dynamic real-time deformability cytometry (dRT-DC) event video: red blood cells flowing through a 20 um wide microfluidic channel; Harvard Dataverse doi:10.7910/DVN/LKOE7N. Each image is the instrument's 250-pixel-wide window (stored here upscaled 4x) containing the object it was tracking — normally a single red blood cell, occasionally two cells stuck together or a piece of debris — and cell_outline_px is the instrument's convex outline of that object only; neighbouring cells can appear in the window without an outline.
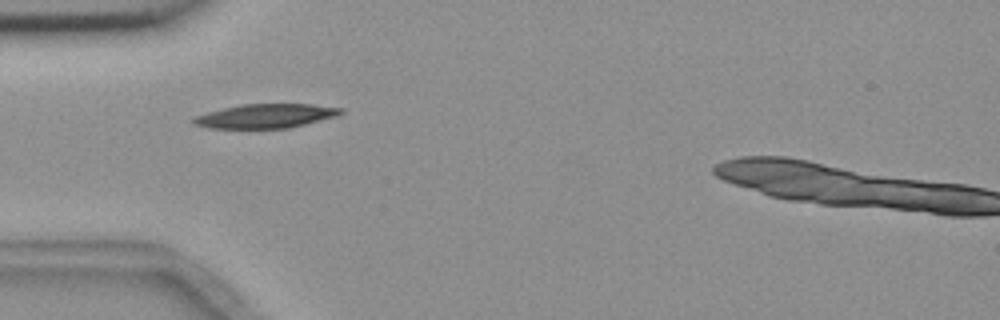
{"species": "common noctule bat (a hibernating species)", "species_latin": "Nyctalus noctula", "temperature_condition": "room temperature", "stored_images_in_passage": 4, "camera_frame_rate_fps": 3000, "um_per_image_px": 0.085, "animal": {"sex": "female", "body_mass_g": 18.4}, "frame": {"image": 1, "passage_image": 1, "time_ms": 0.0, "image_size_px": [1000, 320], "cell_outline_px": [[344, 112], [336, 116], [288, 128], [208, 128], [192, 124], [192, 120], [196, 116], [208, 112], [240, 104], [312, 104], [344, 108]], "centroid_in_image_um": [22.58, 9.85], "position_along_channel_um": 62.4, "area_um2": 20.58}}
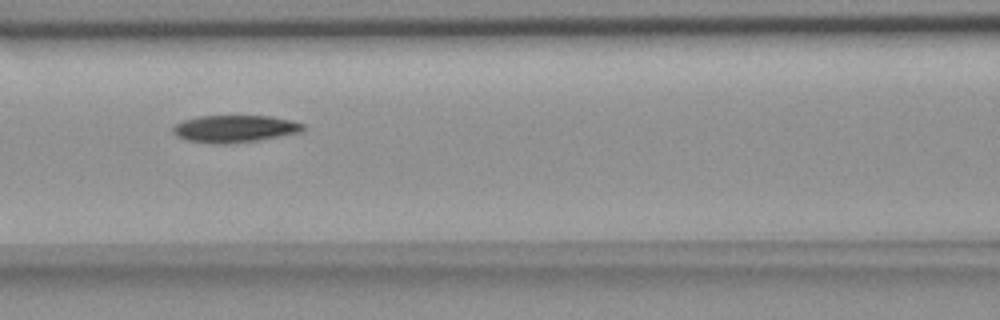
{"frame": {"image": 2, "passage_image": 3, "time_ms": 2.333, "image_size_px": [1000, 320], "cell_outline_px": [[304, 128], [300, 132], [260, 140], [228, 144], [212, 144], [188, 140], [176, 136], [172, 132], [172, 128], [176, 124], [184, 120], [200, 116], [268, 116], [292, 120], [304, 124]], "centroid_in_image_um": [19.94, 10.95], "position_along_channel_um": 146.7, "area_um2": 20.63}}
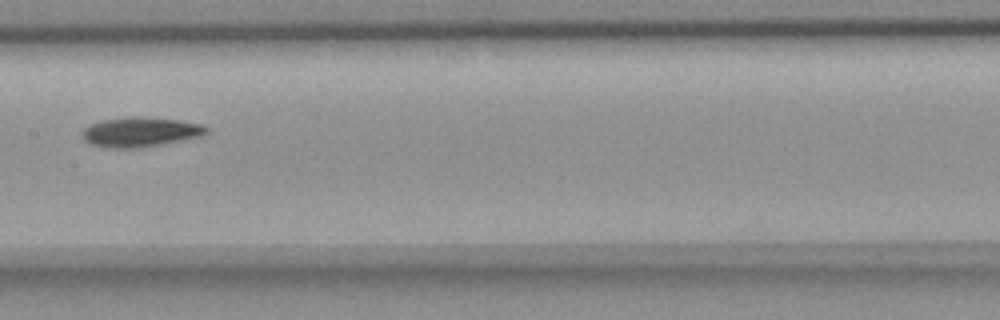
{"frame": {"image": 3, "passage_image": 4, "time_ms": 3.667, "image_size_px": [1000, 320], "cell_outline_px": [[208, 132], [200, 136], [140, 148], [104, 148], [92, 144], [84, 140], [80, 136], [80, 132], [88, 124], [100, 120], [128, 116], [144, 116], [180, 120], [204, 124], [208, 128]], "centroid_in_image_um": [11.87, 11.2], "position_along_channel_um": 195.5, "area_um2": 21.91}}